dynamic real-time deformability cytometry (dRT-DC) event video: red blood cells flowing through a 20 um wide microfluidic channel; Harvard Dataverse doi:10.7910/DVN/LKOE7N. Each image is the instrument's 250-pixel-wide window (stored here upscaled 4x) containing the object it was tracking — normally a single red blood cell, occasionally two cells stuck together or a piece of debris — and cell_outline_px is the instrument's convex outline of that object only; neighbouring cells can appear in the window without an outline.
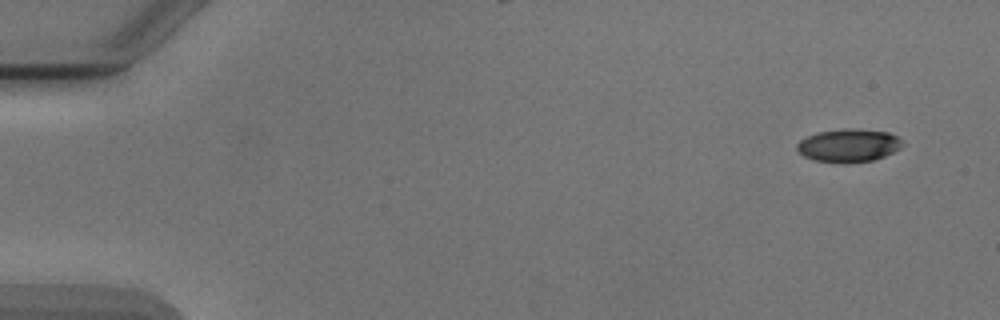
{"species": "Egyptian fruit bat (a non-hibernating species)", "species_latin": "Rousettus aegyptiacus", "temperature_condition": "cold", "stored_images_in_passage": 6, "camera_frame_rate_fps": 3000, "um_per_image_px": 0.085, "animal": {"sex": "male"}, "frame": {"image": 1, "passage_image": 1, "time_ms": 0.0, "image_size_px": [1000, 320], "cell_outline_px": [[904, 144], [900, 148], [884, 156], [872, 160], [816, 160], [804, 156], [796, 148], [796, 144], [800, 140], [808, 136], [820, 132], [848, 128], [856, 128], [888, 132], [896, 136]], "centroid_in_image_um": [72.15, 12.31], "position_along_channel_um": 12.8, "area_um2": 19.42}}
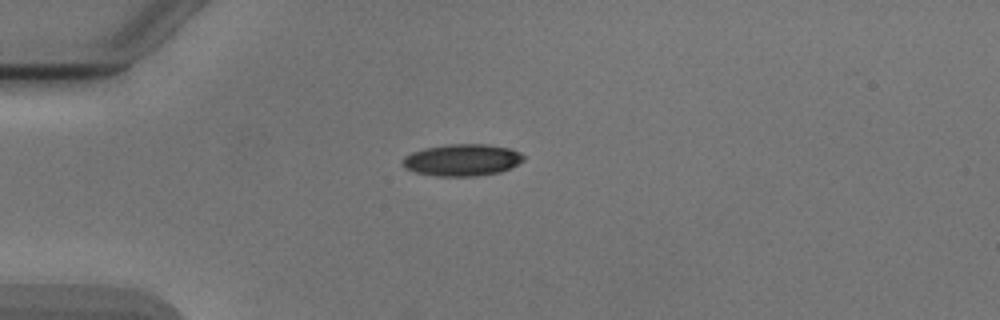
{"frame": {"image": 2, "passage_image": 4, "time_ms": 3.667, "image_size_px": [1000, 320], "cell_outline_px": [[524, 160], [512, 168], [500, 172], [476, 176], [436, 176], [416, 172], [404, 168], [400, 164], [404, 156], [412, 152], [424, 148], [448, 144], [488, 144], [512, 148], [520, 152], [524, 156]], "centroid_in_image_um": [39.29, 13.59], "position_along_channel_um": 45.7, "area_um2": 22.77}}
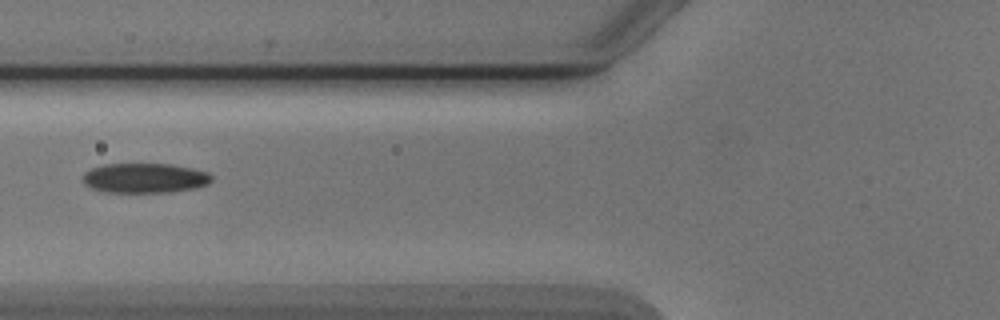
{"frame": {"image": 3, "passage_image": 6, "time_ms": 6.0, "image_size_px": [1000, 320], "cell_outline_px": [[212, 180], [208, 184], [196, 188], [172, 192], [104, 192], [92, 188], [84, 184], [84, 172], [92, 168], [104, 164], [172, 164], [192, 168], [208, 172], [212, 176]], "centroid_in_image_um": [12.33, 15.13], "position_along_channel_um": 113.5, "area_um2": 22.43}}